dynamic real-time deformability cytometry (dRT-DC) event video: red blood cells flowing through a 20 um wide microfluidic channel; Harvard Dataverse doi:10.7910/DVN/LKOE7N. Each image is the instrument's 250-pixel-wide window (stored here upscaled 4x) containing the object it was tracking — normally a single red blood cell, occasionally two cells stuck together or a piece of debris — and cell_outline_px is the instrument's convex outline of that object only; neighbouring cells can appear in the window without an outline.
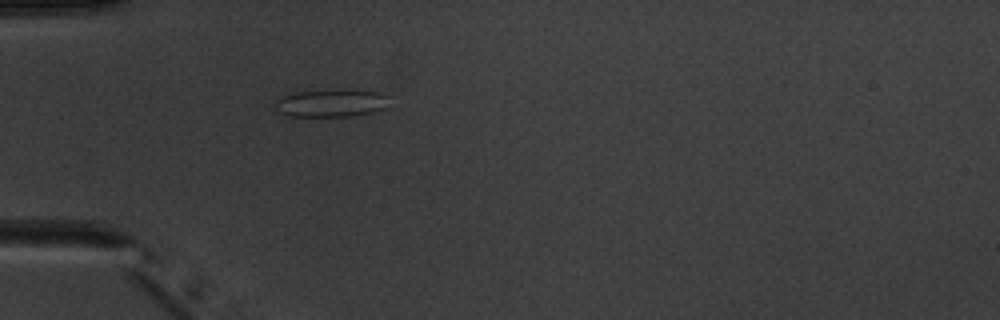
{"species": "common noctule bat (a hibernating species)", "species_latin": "Nyctalus noctula", "temperature_condition": "warm", "stored_images_in_passage": 1, "camera_frame_rate_fps": 3000, "um_per_image_px": 0.085, "animal": {"sex": "male", "body_mass_g": 20.1, "forearm_length_mm": 53.5}, "frame": {"image": 1, "passage_image": 1, "time_ms": 0.0, "image_size_px": [1000, 320], "cell_outline_px": [[388, 96], [384, 108], [372, 112], [356, 116], [288, 116], [280, 112], [276, 108], [272, 100], [280, 96], [296, 92], [380, 92]], "centroid_in_image_um": [28.05, 8.81], "position_along_channel_um": 56.9, "area_um2": 17.63}}